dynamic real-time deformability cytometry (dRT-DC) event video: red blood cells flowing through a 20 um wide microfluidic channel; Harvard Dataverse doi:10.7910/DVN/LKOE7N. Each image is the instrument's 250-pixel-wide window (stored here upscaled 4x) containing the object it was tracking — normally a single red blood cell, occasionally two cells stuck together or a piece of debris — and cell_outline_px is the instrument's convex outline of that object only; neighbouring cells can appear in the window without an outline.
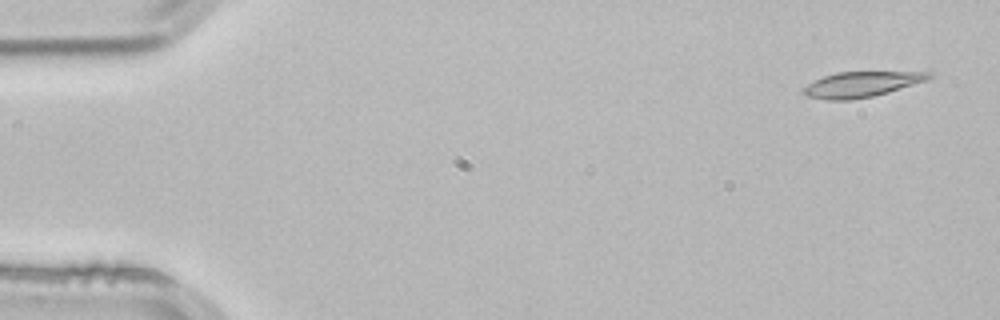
{"species": "common noctule bat (a hibernating species)", "species_latin": "Nyctalus noctula", "temperature_condition": "room temperature", "stored_images_in_passage": 4, "camera_frame_rate_fps": 3000, "um_per_image_px": 0.085, "animal": {"sex": "male", "body_mass_g": 21.5, "forearm_length_mm": 52.0}, "frame": {"image": 1, "passage_image": 1, "time_ms": 0.0, "image_size_px": [1000, 320], "cell_outline_px": [[932, 76], [928, 80], [888, 92], [872, 96], [852, 100], [824, 100], [804, 96], [804, 88], [808, 84], [824, 76], [836, 72], [932, 72]], "centroid_in_image_um": [73.21, 7.17], "position_along_channel_um": 11.8, "area_um2": 18.44}}